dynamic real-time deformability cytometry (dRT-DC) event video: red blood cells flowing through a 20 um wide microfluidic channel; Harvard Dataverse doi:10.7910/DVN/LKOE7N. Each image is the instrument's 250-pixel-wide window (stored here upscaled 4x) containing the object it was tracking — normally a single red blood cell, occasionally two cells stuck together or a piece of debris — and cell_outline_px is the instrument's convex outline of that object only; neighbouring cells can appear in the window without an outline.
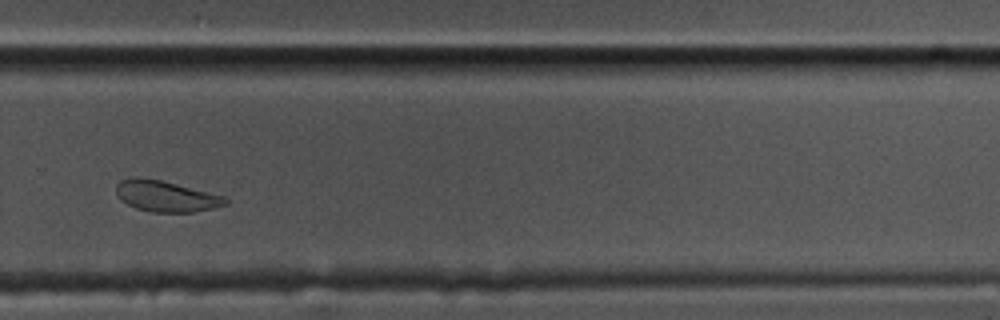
{"species": "common noctule bat (a hibernating species)", "species_latin": "Nyctalus noctula", "temperature_condition": "cold", "stored_images_in_passage": 42, "camera_frame_rate_fps": 3000, "um_per_image_px": 0.085, "animal": {"sex": "male", "body_mass_g": 17.5, "forearm_length_mm": 52.3}, "frame": {"image": 1, "passage_image": 24, "time_ms": 7.667, "image_size_px": [1000, 320], "cell_outline_px": [[228, 204], [216, 208], [192, 212], [152, 212], [136, 208], [120, 200], [116, 192], [116, 184], [120, 180], [132, 176], [136, 176], [160, 180], [224, 196], [228, 200]], "centroid_in_image_um": [14.08, 16.67], "position_along_channel_um": 315.7, "area_um2": 19.77}}
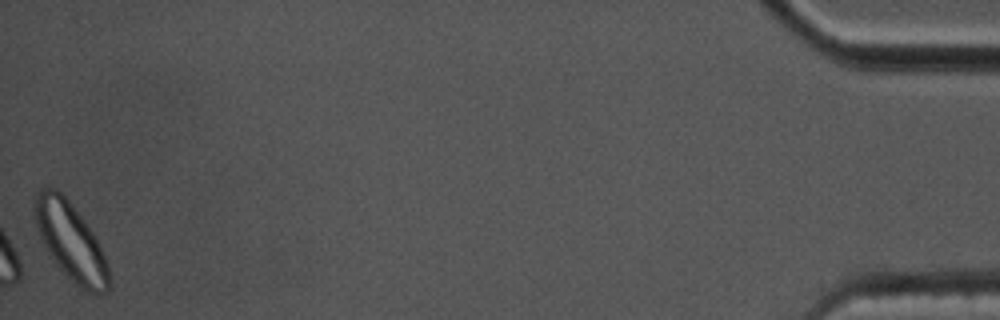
{"frame": {"image": 2, "passage_image": 42, "time_ms": 13.667, "image_size_px": [1000, 320], "cell_outline_px": [[108, 292], [100, 296], [96, 296], [88, 292], [76, 284], [48, 256], [40, 240], [36, 228], [32, 208], [32, 204], [36, 192], [40, 188], [56, 188], [68, 200], [84, 220], [96, 236], [108, 264]], "centroid_in_image_um": [5.96, 20.51], "position_along_channel_um": 429.2, "area_um2": 34.04}, "authors_computed_cell_mechanics": {"area_um2": 20.4901, "velocity_mm_per_s": 3.4747, "shape_relaxation_time_tau1_ms": 4.6827, "shape_relaxation_time_tau2_ms": 5.742, "deformation_change_tau1": 0.0979, "deformation_change_tau2": 0.1046}}